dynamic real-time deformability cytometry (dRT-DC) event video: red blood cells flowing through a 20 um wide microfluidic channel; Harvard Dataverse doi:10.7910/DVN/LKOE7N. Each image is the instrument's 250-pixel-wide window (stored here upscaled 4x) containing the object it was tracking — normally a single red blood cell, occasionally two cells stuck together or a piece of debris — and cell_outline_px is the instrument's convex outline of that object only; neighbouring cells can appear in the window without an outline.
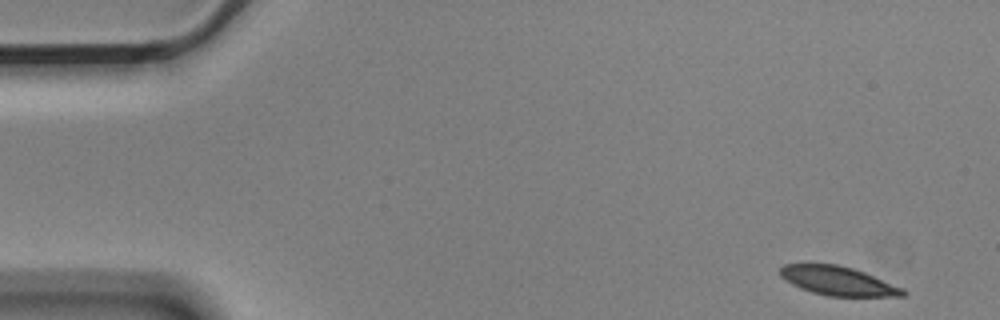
{"species": "Egyptian fruit bat (a non-hibernating species)", "species_latin": "Rousettus aegyptiacus", "temperature_condition": "cold", "stored_images_in_passage": 4, "camera_frame_rate_fps": 3000, "um_per_image_px": 0.085, "animal": {"sex": "male"}, "frame": {"image": 1, "passage_image": 1, "time_ms": 0.0, "image_size_px": [1000, 320], "cell_outline_px": [[908, 292], [904, 296], [828, 296], [812, 292], [800, 288], [792, 284], [780, 276], [780, 268], [784, 264], [836, 264], [852, 268], [864, 272], [904, 288]], "centroid_in_image_um": [71.25, 23.88], "position_along_channel_um": 13.8, "area_um2": 20.63}}
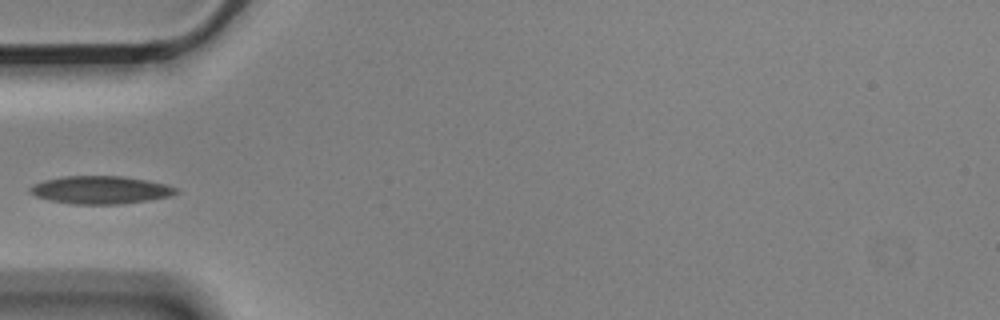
{"frame": {"image": 2, "passage_image": 4, "time_ms": 1.0, "image_size_px": [1000, 320], "cell_outline_px": [[180, 192], [172, 196], [148, 200], [120, 204], [72, 204], [48, 200], [36, 196], [28, 192], [28, 188], [44, 180], [64, 176], [120, 176], [144, 180], [164, 184], [176, 188]], "centroid_in_image_um": [8.52, 16.15], "position_along_channel_um": 76.5, "area_um2": 23.58}}